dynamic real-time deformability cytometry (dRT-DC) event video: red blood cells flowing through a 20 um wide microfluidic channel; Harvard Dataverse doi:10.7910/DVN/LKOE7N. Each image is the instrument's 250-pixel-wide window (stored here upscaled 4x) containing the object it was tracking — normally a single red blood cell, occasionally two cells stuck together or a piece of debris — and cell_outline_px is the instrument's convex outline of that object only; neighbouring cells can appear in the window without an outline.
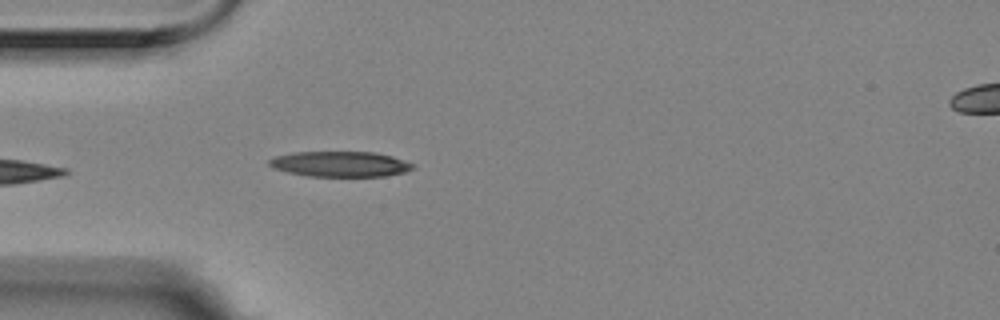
{"species": "Egyptian fruit bat (a non-hibernating species)", "species_latin": "Rousettus aegyptiacus", "temperature_condition": "room temperature", "stored_images_in_passage": 2, "camera_frame_rate_fps": 3000, "um_per_image_px": 0.085, "animal": {"sex": "female"}, "frame": {"image": 1, "passage_image": 2, "time_ms": 0.333, "image_size_px": [1000, 320], "cell_outline_px": [[416, 168], [404, 172], [384, 176], [308, 176], [288, 172], [272, 168], [268, 164], [268, 160], [276, 156], [296, 152], [376, 152], [392, 156], [416, 164]], "centroid_in_image_um": [28.95, 13.94], "position_along_channel_um": 56.1, "area_um2": 21.33}}